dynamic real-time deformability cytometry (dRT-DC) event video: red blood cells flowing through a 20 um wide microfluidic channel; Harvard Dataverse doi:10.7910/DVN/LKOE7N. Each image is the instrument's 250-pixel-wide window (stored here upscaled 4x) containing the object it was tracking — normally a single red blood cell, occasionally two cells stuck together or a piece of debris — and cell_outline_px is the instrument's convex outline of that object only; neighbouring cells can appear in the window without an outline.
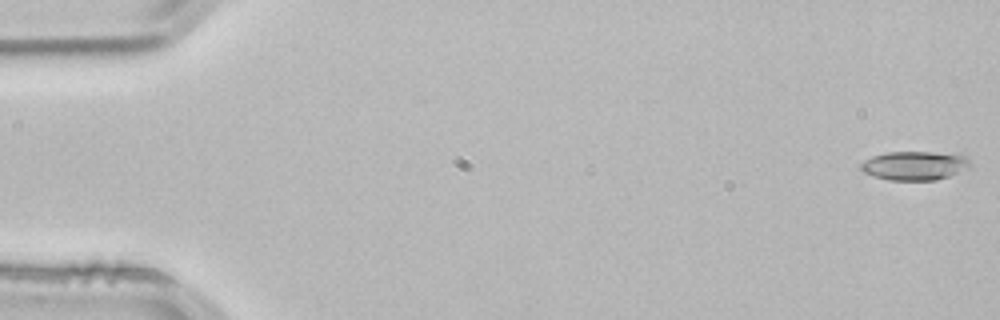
{"species": "common noctule bat (a hibernating species)", "species_latin": "Nyctalus noctula", "temperature_condition": "room temperature", "stored_images_in_passage": 53, "camera_frame_rate_fps": 3000, "um_per_image_px": 0.085, "animal": {"sex": "male", "body_mass_g": 21.5, "forearm_length_mm": 52.0}, "frame": {"image": 1, "passage_image": 1, "time_ms": 0.0, "image_size_px": [1000, 320], "cell_outline_px": [[968, 164], [956, 172], [948, 176], [936, 180], [888, 180], [872, 176], [864, 172], [860, 168], [860, 164], [864, 160], [872, 156], [888, 152], [960, 152], [968, 160]], "centroid_in_image_um": [77.68, 14.06], "position_along_channel_um": 7.3, "area_um2": 18.32}}
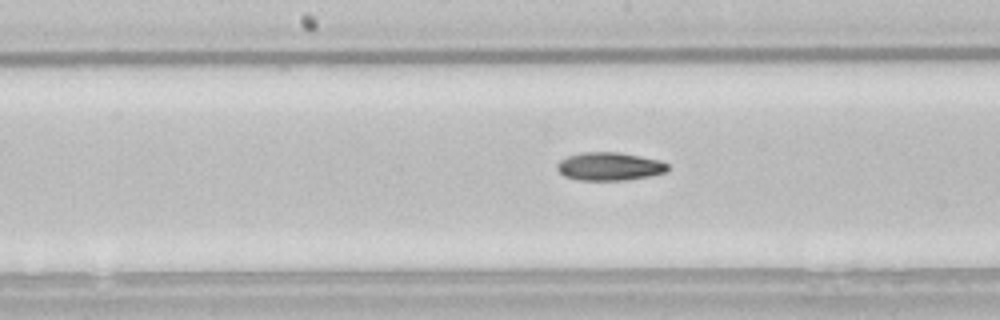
{"frame": {"image": 2, "passage_image": 27, "time_ms": 8.667, "image_size_px": [1000, 320], "cell_outline_px": [[668, 168], [664, 172], [648, 176], [624, 180], [576, 180], [564, 176], [556, 168], [556, 164], [560, 160], [568, 156], [584, 152], [620, 152], [660, 160], [668, 164]], "centroid_in_image_um": [51.77, 14.14], "position_along_channel_um": 196.4, "area_um2": 18.09}}
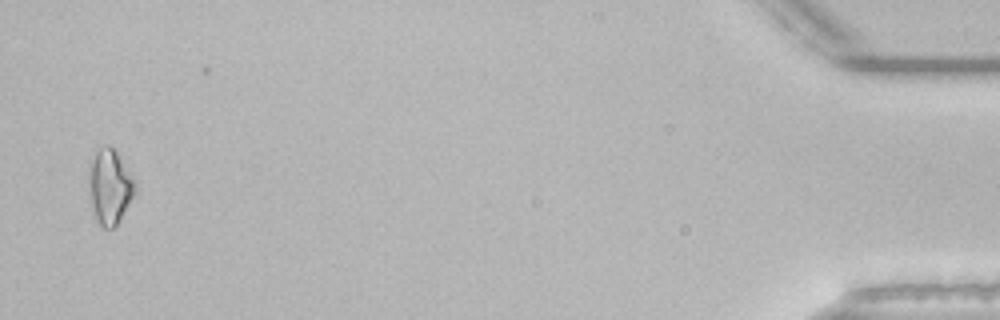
{"frame": {"image": 3, "passage_image": 52, "time_ms": 17.0, "image_size_px": [1000, 320], "cell_outline_px": [[136, 192], [116, 228], [100, 228], [96, 220], [92, 208], [92, 160], [96, 152], [100, 148], [112, 148], [116, 152], [136, 180]], "centroid_in_image_um": [9.42, 15.97], "position_along_channel_um": 425.8, "area_um2": 19.36}}